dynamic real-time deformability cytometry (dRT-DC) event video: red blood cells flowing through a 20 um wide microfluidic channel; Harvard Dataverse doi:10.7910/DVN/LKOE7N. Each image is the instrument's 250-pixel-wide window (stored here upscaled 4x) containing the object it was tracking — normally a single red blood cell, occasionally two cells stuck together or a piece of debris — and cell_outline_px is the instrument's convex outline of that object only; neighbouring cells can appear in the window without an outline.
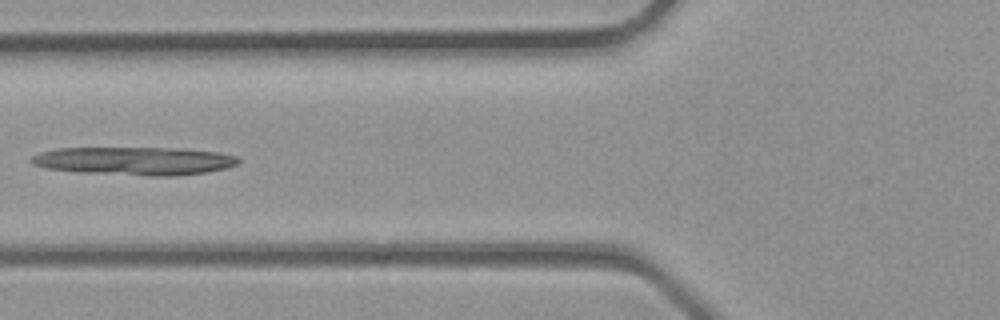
{"species": "common noctule bat (a hibernating species)", "species_latin": "Nyctalus noctula", "temperature_condition": "room temperature", "stored_images_in_passage": 25, "camera_frame_rate_fps": 3000, "um_per_image_px": 0.085, "animal": {"sex": "male", "body_mass_g": 23.1, "forearm_length_mm": 52.7}, "frame": {"image": 1, "passage_image": 4, "time_ms": 1.0, "image_size_px": [1000, 320], "cell_outline_px": [[240, 160], [236, 164], [224, 168], [204, 172], [172, 176], [148, 176], [80, 172], [48, 168], [32, 164], [28, 160], [32, 156], [40, 152], [56, 148], [184, 148], [220, 152], [236, 156]], "centroid_in_image_um": [11.41, 13.67], "position_along_channel_um": 114.4, "area_um2": 33.99}}
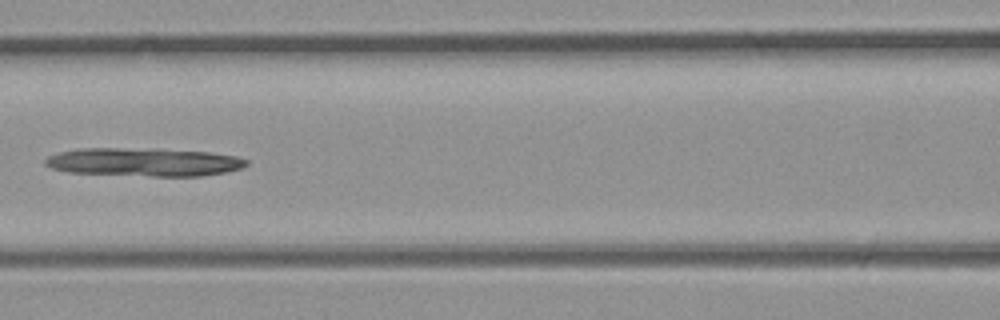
{"frame": {"image": 2, "passage_image": 6, "time_ms": 1.667, "image_size_px": [1000, 320], "cell_outline_px": [[248, 164], [240, 168], [224, 172], [200, 176], [152, 176], [68, 172], [52, 168], [44, 164], [44, 160], [48, 156], [60, 152], [80, 148], [120, 148], [208, 152], [236, 156], [248, 160]], "centroid_in_image_um": [12.19, 13.78], "position_along_channel_um": 154.4, "area_um2": 32.71}}
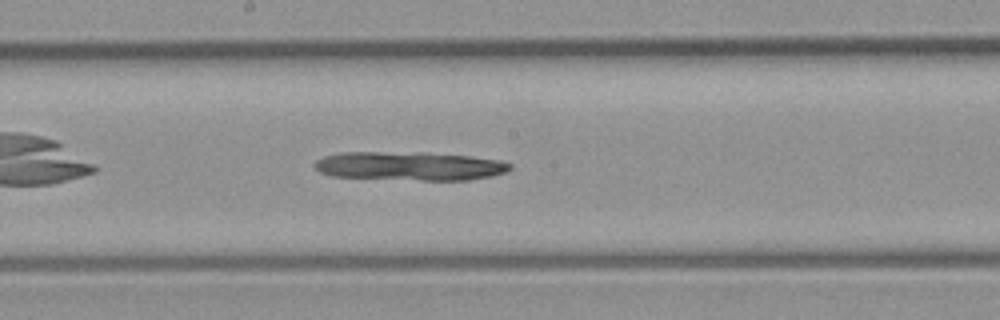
{"frame": {"image": 3, "passage_image": 9, "time_ms": 2.667, "image_size_px": [1000, 320], "cell_outline_px": [[512, 168], [504, 172], [492, 176], [468, 180], [420, 180], [332, 176], [320, 172], [312, 164], [316, 160], [324, 156], [340, 152], [424, 152], [472, 156], [500, 160], [512, 164]], "centroid_in_image_um": [34.83, 14.1], "position_along_channel_um": 213.4, "area_um2": 32.89}}